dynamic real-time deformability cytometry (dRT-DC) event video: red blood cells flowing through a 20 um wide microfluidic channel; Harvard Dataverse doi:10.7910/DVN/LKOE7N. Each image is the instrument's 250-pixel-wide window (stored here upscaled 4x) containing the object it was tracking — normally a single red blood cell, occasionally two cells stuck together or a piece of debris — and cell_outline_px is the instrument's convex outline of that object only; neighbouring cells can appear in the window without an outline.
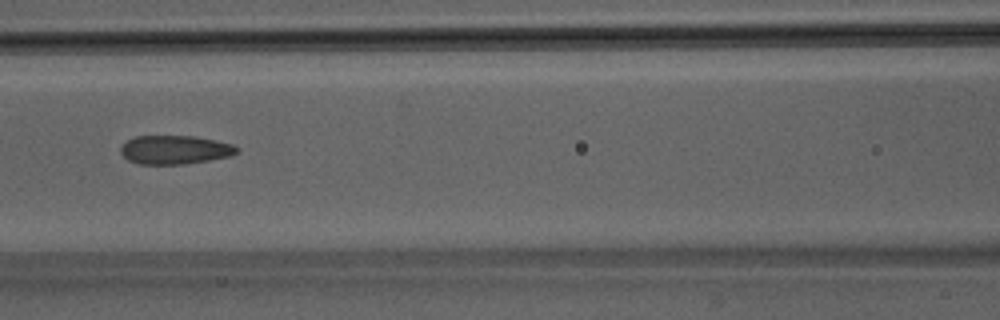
{"species": "Egyptian fruit bat (a non-hibernating species)", "species_latin": "Rousettus aegyptiacus", "temperature_condition": "room temperature", "stored_images_in_passage": 36, "camera_frame_rate_fps": 3000, "um_per_image_px": 0.085, "animal": {"sex": "male"}, "frame": {"image": 1, "passage_image": 8, "time_ms": 2.333, "image_size_px": [1000, 320], "cell_outline_px": [[240, 148], [236, 152], [228, 156], [208, 160], [184, 164], [140, 164], [128, 160], [120, 152], [120, 148], [128, 140], [136, 136], [196, 136], [216, 140], [232, 144]], "centroid_in_image_um": [14.86, 12.72], "position_along_channel_um": 151.7, "area_um2": 19.31}}
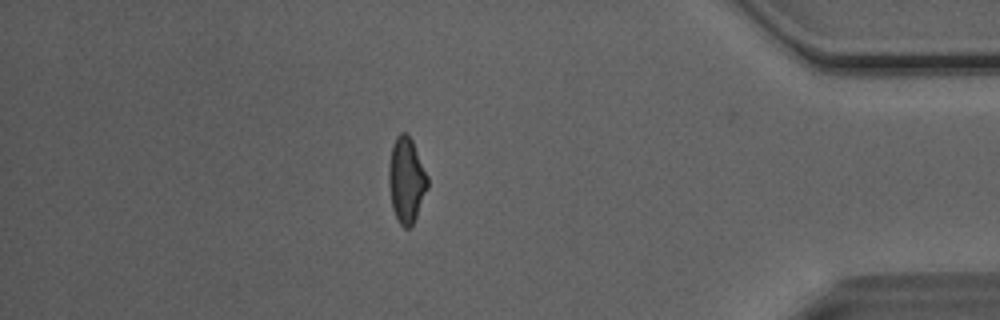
{"frame": {"image": 2, "passage_image": 29, "time_ms": 9.333, "image_size_px": [1000, 320], "cell_outline_px": [[428, 188], [416, 216], [412, 224], [408, 228], [404, 228], [400, 224], [392, 208], [388, 184], [388, 168], [392, 144], [396, 136], [400, 132], [408, 132], [412, 140], [428, 176]], "centroid_in_image_um": [34.53, 15.27], "position_along_channel_um": 400.7, "area_um2": 19.42}}
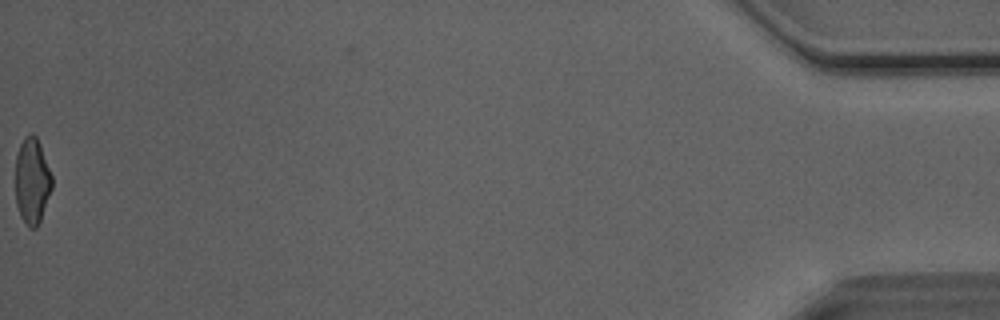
{"frame": {"image": 3, "passage_image": 36, "time_ms": 11.667, "image_size_px": [1000, 320], "cell_outline_px": [[52, 188], [40, 220], [36, 228], [28, 228], [20, 216], [16, 204], [16, 156], [20, 144], [24, 136], [28, 132], [32, 132], [36, 136], [40, 144], [52, 176]], "centroid_in_image_um": [2.72, 15.36], "position_along_channel_um": 432.5, "area_um2": 18.38}, "authors_computed_cell_mechanics": {"area_um2": 19.4497, "velocity_mm_per_s": 4.1027, "shape_relaxation_time_tau1_ms": 9.2294, "shape_relaxation_time_tau2_ms": 1.5326, "deformation_change_tau1": 0.2143, "deformation_change_tau2": 0.0757}}